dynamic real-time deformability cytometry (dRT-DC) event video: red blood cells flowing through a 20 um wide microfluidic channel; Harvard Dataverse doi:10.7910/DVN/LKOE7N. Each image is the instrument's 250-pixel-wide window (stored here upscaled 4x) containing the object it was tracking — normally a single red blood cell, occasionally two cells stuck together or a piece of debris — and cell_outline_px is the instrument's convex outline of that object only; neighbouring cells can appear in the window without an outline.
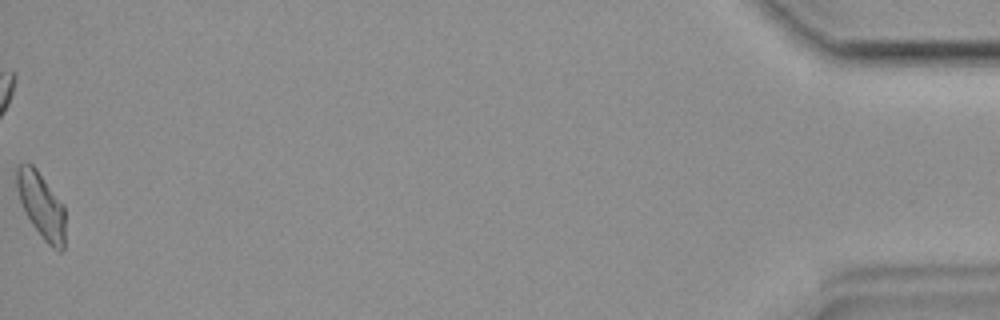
{"species": "common noctule bat (a hibernating species)", "species_latin": "Nyctalus noctula", "temperature_condition": "room temperature", "stored_images_in_passage": 34, "camera_frame_rate_fps": 3000, "um_per_image_px": 0.085, "animal": {"sex": "female", "body_mass_g": 19.9}, "frame": {"image": 1, "passage_image": 34, "time_ms": 11.0, "image_size_px": [1000, 320], "cell_outline_px": [[64, 248], [60, 252], [52, 248], [44, 240], [32, 224], [20, 200], [16, 188], [16, 168], [20, 164], [32, 164], [36, 168], [64, 204]], "centroid_in_image_um": [3.52, 17.45], "position_along_channel_um": 431.7, "area_um2": 18.44}}